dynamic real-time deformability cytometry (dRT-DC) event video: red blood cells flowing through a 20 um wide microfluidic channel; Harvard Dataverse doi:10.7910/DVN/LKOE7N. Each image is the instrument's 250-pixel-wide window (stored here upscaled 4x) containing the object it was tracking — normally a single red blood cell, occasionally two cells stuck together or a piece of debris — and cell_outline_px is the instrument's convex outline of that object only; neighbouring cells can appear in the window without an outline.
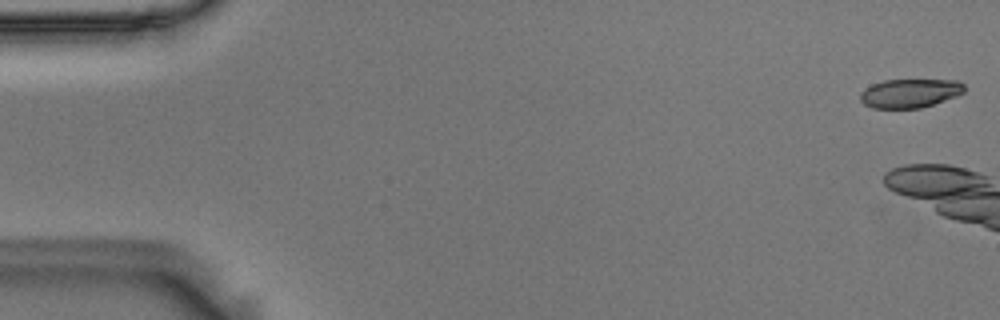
{"species": "Egyptian fruit bat (a non-hibernating species)", "species_latin": "Rousettus aegyptiacus", "temperature_condition": "room temperature", "stored_images_in_passage": 7, "camera_frame_rate_fps": 3000, "um_per_image_px": 0.085, "animal": {"sex": "male"}, "frame": {"image": 1, "passage_image": 1, "time_ms": 0.0, "image_size_px": [1000, 320], "cell_outline_px": [[964, 92], [956, 96], [920, 108], [872, 108], [864, 104], [860, 100], [860, 92], [864, 88], [872, 84], [884, 80], [956, 80], [964, 84]], "centroid_in_image_um": [77.3, 7.92], "position_along_channel_um": 7.7, "area_um2": 17.46}}